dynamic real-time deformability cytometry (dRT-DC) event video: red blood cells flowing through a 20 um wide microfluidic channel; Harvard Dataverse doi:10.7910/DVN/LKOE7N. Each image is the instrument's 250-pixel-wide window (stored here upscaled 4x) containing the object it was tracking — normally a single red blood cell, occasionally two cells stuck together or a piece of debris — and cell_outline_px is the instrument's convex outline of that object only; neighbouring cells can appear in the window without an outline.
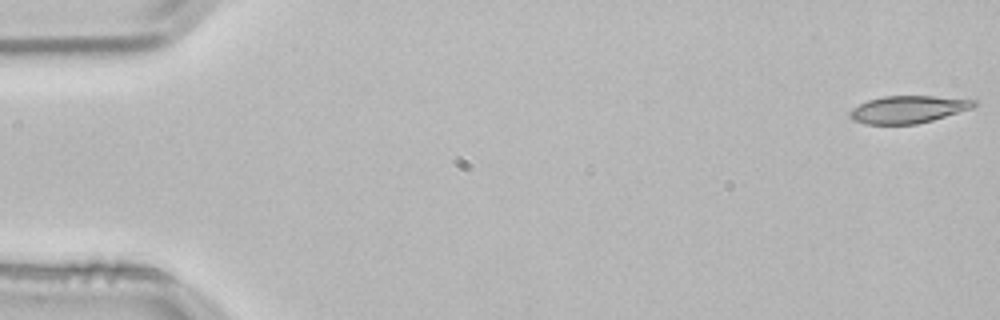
{"species": "common noctule bat (a hibernating species)", "species_latin": "Nyctalus noctula", "temperature_condition": "room temperature", "stored_images_in_passage": 13, "camera_frame_rate_fps": 3000, "um_per_image_px": 0.085, "animal": {"sex": "male", "body_mass_g": 21.5, "forearm_length_mm": 52.0}, "frame": {"image": 1, "passage_image": 1, "time_ms": 0.0, "image_size_px": [1000, 320], "cell_outline_px": [[976, 104], [972, 108], [932, 120], [916, 124], [864, 124], [852, 120], [848, 116], [848, 112], [852, 108], [868, 100], [884, 96], [932, 96], [976, 100]], "centroid_in_image_um": [77.13, 9.3], "position_along_channel_um": 7.9, "area_um2": 19.71}}